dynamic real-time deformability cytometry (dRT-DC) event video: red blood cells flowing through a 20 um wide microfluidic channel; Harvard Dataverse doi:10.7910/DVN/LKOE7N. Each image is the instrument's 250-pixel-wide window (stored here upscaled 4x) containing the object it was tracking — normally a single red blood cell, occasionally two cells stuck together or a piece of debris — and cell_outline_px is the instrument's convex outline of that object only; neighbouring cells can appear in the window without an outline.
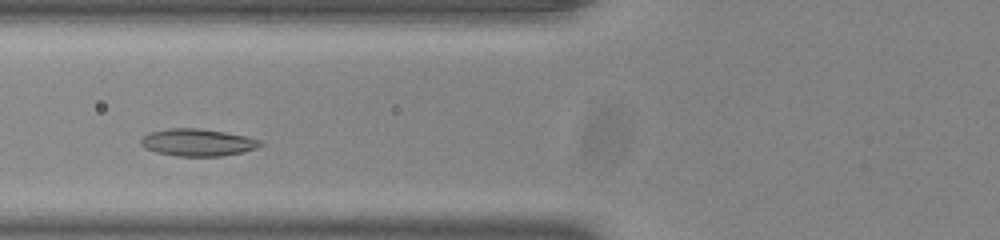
{"species": "common noctule bat (a hibernating species)", "species_latin": "Nyctalus noctula", "temperature_condition": "room temperature", "stored_images_in_passage": 41, "camera_frame_rate_fps": 3000, "um_per_image_px": 0.085, "animal": {"sex": "male", "body_mass_g": 20.0, "forearm_length_mm": 53.3}, "frame": {"image": 1, "passage_image": 9, "time_ms": 2.667, "image_size_px": [1000, 240], "cell_outline_px": [[264, 144], [256, 148], [240, 152], [220, 156], [176, 156], [156, 152], [144, 148], [140, 144], [140, 140], [148, 132], [168, 128], [200, 128], [224, 132], [244, 136], [260, 140]], "centroid_in_image_um": [16.74, 12.1], "position_along_channel_um": 109.1, "area_um2": 18.9}}
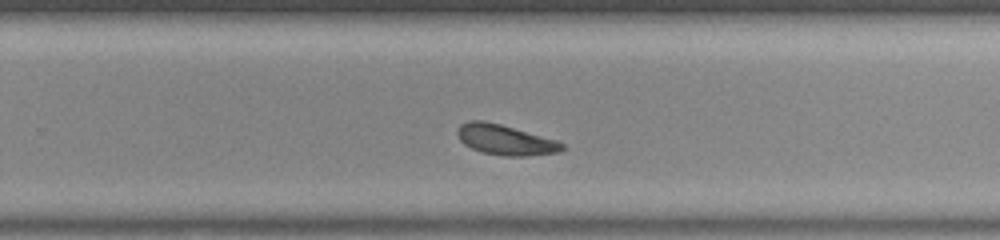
{"frame": {"image": 2, "passage_image": 23, "time_ms": 7.333, "image_size_px": [1000, 240], "cell_outline_px": [[564, 148], [560, 152], [528, 156], [504, 156], [484, 152], [472, 148], [464, 144], [460, 140], [456, 132], [456, 128], [460, 124], [468, 120], [484, 120], [500, 124], [560, 140], [564, 144]], "centroid_in_image_um": [42.97, 11.87], "position_along_channel_um": 286.8, "area_um2": 18.73}}
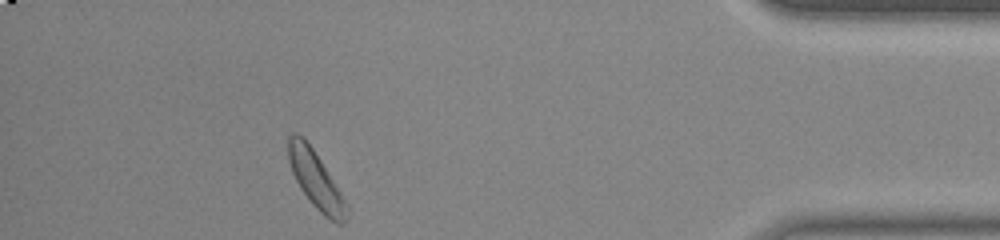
{"frame": {"image": 3, "passage_image": 36, "time_ms": 11.667, "image_size_px": [1000, 240], "cell_outline_px": [[348, 220], [344, 224], [336, 224], [324, 216], [312, 204], [300, 188], [292, 172], [288, 160], [288, 136], [292, 132], [296, 132], [304, 136], [320, 160], [348, 204]], "centroid_in_image_um": [26.85, 15.31], "position_along_channel_um": 408.4, "area_um2": 19.48}, "authors_computed_cell_mechanics": {"area_um2": 18.8428, "velocity_mm_per_s": 3.8174, "shape_relaxation_time_tau1_ms": 3.6649, "shape_relaxation_time_tau2_ms": null, "deformation_change_tau1": 0.1035, "deformation_change_tau2": null}}